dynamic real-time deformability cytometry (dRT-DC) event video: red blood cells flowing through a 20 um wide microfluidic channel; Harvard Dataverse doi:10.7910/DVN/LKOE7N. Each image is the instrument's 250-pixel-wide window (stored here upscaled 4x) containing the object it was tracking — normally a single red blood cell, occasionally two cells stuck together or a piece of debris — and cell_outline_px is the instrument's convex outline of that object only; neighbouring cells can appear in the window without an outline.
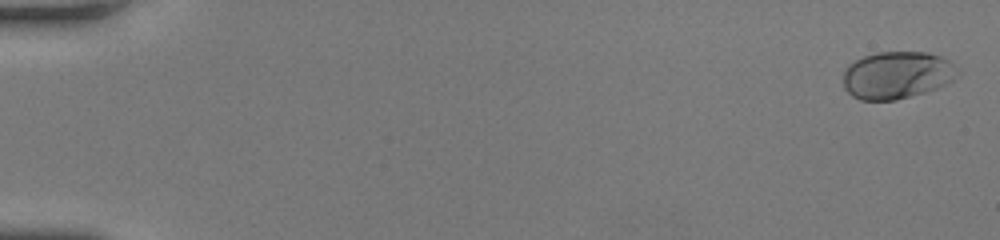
{"species": "human", "species_latin": "Homo sapiens", "temperature_condition": "room temperature", "stored_images_in_passage": 54, "camera_frame_rate_fps": 3000, "um_per_image_px": 0.085, "donor": {"sex": "female"}, "frame": {"image": 1, "passage_image": 2, "time_ms": 0.333, "image_size_px": [1000, 240], "cell_outline_px": [[960, 72], [952, 80], [936, 88], [924, 92], [896, 100], [860, 100], [852, 96], [844, 88], [844, 68], [848, 64], [864, 56], [876, 52], [928, 52], [940, 56], [948, 60]], "centroid_in_image_um": [76.21, 6.38], "position_along_channel_um": 8.8, "area_um2": 31.5}}
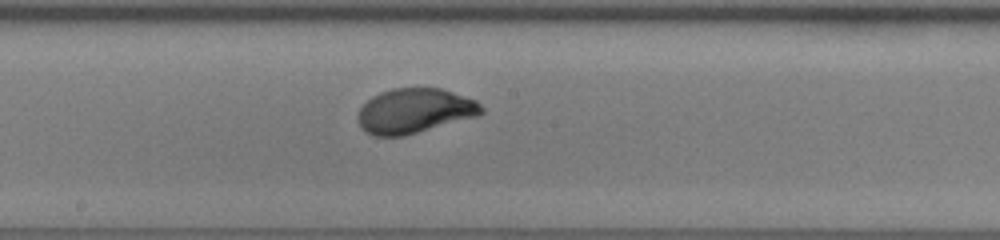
{"frame": {"image": 2, "passage_image": 31, "time_ms": 10.0, "image_size_px": [1000, 240], "cell_outline_px": [[484, 112], [476, 116], [404, 136], [372, 136], [364, 132], [360, 128], [356, 116], [360, 108], [372, 96], [380, 92], [392, 88], [440, 88], [476, 100], [484, 108]], "centroid_in_image_um": [35.19, 9.43], "position_along_channel_um": 213.0, "area_um2": 32.31}}
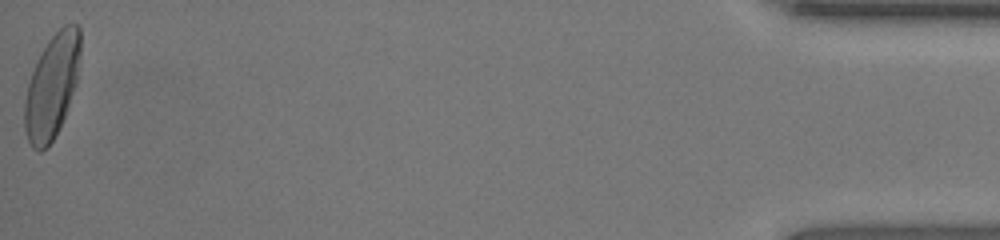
{"frame": {"image": 3, "passage_image": 54, "time_ms": 17.667, "image_size_px": [1000, 240], "cell_outline_px": [[80, 56], [76, 84], [64, 116], [48, 148], [40, 152], [36, 152], [32, 148], [28, 140], [24, 128], [24, 100], [28, 84], [36, 60], [48, 40], [64, 24], [80, 24]], "centroid_in_image_um": [4.4, 7.33], "position_along_channel_um": 430.8, "area_um2": 33.76}, "authors_computed_cell_mechanics": {"area_um2": 31.6744, "velocity_mm_per_s": 4.005, "shape_relaxation_time_tau1_ms": 2.9954, "shape_relaxation_time_tau2_ms": null, "deformation_change_tau1": 0.1732, "deformation_change_tau2": null}}